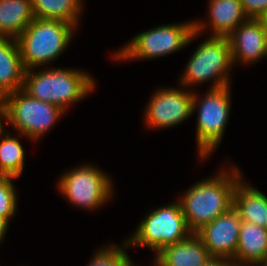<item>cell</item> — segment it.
<instances>
[{
	"label": "cell",
	"mask_w": 267,
	"mask_h": 266,
	"mask_svg": "<svg viewBox=\"0 0 267 266\" xmlns=\"http://www.w3.org/2000/svg\"><path fill=\"white\" fill-rule=\"evenodd\" d=\"M76 26L60 20H34L17 38L25 70L55 61L66 50Z\"/></svg>",
	"instance_id": "obj_3"
},
{
	"label": "cell",
	"mask_w": 267,
	"mask_h": 266,
	"mask_svg": "<svg viewBox=\"0 0 267 266\" xmlns=\"http://www.w3.org/2000/svg\"><path fill=\"white\" fill-rule=\"evenodd\" d=\"M34 17L60 20L78 26L83 10L82 0H31ZM80 15V16H79Z\"/></svg>",
	"instance_id": "obj_19"
},
{
	"label": "cell",
	"mask_w": 267,
	"mask_h": 266,
	"mask_svg": "<svg viewBox=\"0 0 267 266\" xmlns=\"http://www.w3.org/2000/svg\"><path fill=\"white\" fill-rule=\"evenodd\" d=\"M150 97L144 120L151 129L174 127L193 115V89L163 87Z\"/></svg>",
	"instance_id": "obj_10"
},
{
	"label": "cell",
	"mask_w": 267,
	"mask_h": 266,
	"mask_svg": "<svg viewBox=\"0 0 267 266\" xmlns=\"http://www.w3.org/2000/svg\"><path fill=\"white\" fill-rule=\"evenodd\" d=\"M9 224L10 222L6 218L0 217V244L2 243V240L9 229Z\"/></svg>",
	"instance_id": "obj_25"
},
{
	"label": "cell",
	"mask_w": 267,
	"mask_h": 266,
	"mask_svg": "<svg viewBox=\"0 0 267 266\" xmlns=\"http://www.w3.org/2000/svg\"><path fill=\"white\" fill-rule=\"evenodd\" d=\"M230 90V85L208 89L203 98L193 92V113L198 110L195 139L200 160L215 152L224 137L231 110Z\"/></svg>",
	"instance_id": "obj_5"
},
{
	"label": "cell",
	"mask_w": 267,
	"mask_h": 266,
	"mask_svg": "<svg viewBox=\"0 0 267 266\" xmlns=\"http://www.w3.org/2000/svg\"><path fill=\"white\" fill-rule=\"evenodd\" d=\"M34 18L31 0H0V37L17 39Z\"/></svg>",
	"instance_id": "obj_18"
},
{
	"label": "cell",
	"mask_w": 267,
	"mask_h": 266,
	"mask_svg": "<svg viewBox=\"0 0 267 266\" xmlns=\"http://www.w3.org/2000/svg\"><path fill=\"white\" fill-rule=\"evenodd\" d=\"M232 61L255 63L267 56V30L257 18H248L229 36Z\"/></svg>",
	"instance_id": "obj_12"
},
{
	"label": "cell",
	"mask_w": 267,
	"mask_h": 266,
	"mask_svg": "<svg viewBox=\"0 0 267 266\" xmlns=\"http://www.w3.org/2000/svg\"><path fill=\"white\" fill-rule=\"evenodd\" d=\"M260 23L265 27V29L267 30V10L264 11L260 16H258L257 18Z\"/></svg>",
	"instance_id": "obj_27"
},
{
	"label": "cell",
	"mask_w": 267,
	"mask_h": 266,
	"mask_svg": "<svg viewBox=\"0 0 267 266\" xmlns=\"http://www.w3.org/2000/svg\"><path fill=\"white\" fill-rule=\"evenodd\" d=\"M121 245L118 247L110 244L108 247L100 248L87 266H128L131 259L125 248L127 249L129 246L125 240Z\"/></svg>",
	"instance_id": "obj_21"
},
{
	"label": "cell",
	"mask_w": 267,
	"mask_h": 266,
	"mask_svg": "<svg viewBox=\"0 0 267 266\" xmlns=\"http://www.w3.org/2000/svg\"><path fill=\"white\" fill-rule=\"evenodd\" d=\"M95 166L83 164L61 174L56 185L59 193L66 197L70 204L82 209L96 210L113 197L111 177Z\"/></svg>",
	"instance_id": "obj_9"
},
{
	"label": "cell",
	"mask_w": 267,
	"mask_h": 266,
	"mask_svg": "<svg viewBox=\"0 0 267 266\" xmlns=\"http://www.w3.org/2000/svg\"><path fill=\"white\" fill-rule=\"evenodd\" d=\"M208 6L209 22L194 21L195 31L200 35L209 26L210 36L228 37L248 19L240 0H210Z\"/></svg>",
	"instance_id": "obj_13"
},
{
	"label": "cell",
	"mask_w": 267,
	"mask_h": 266,
	"mask_svg": "<svg viewBox=\"0 0 267 266\" xmlns=\"http://www.w3.org/2000/svg\"><path fill=\"white\" fill-rule=\"evenodd\" d=\"M24 75L17 39L0 37V97L23 89Z\"/></svg>",
	"instance_id": "obj_15"
},
{
	"label": "cell",
	"mask_w": 267,
	"mask_h": 266,
	"mask_svg": "<svg viewBox=\"0 0 267 266\" xmlns=\"http://www.w3.org/2000/svg\"><path fill=\"white\" fill-rule=\"evenodd\" d=\"M3 121H5V106L3 98L0 97V133L5 129Z\"/></svg>",
	"instance_id": "obj_26"
},
{
	"label": "cell",
	"mask_w": 267,
	"mask_h": 266,
	"mask_svg": "<svg viewBox=\"0 0 267 266\" xmlns=\"http://www.w3.org/2000/svg\"><path fill=\"white\" fill-rule=\"evenodd\" d=\"M256 266H267V258L264 259L262 262H259L257 264H255Z\"/></svg>",
	"instance_id": "obj_28"
},
{
	"label": "cell",
	"mask_w": 267,
	"mask_h": 266,
	"mask_svg": "<svg viewBox=\"0 0 267 266\" xmlns=\"http://www.w3.org/2000/svg\"><path fill=\"white\" fill-rule=\"evenodd\" d=\"M12 176H0V217L6 218L11 222L13 215L17 211V191L13 184Z\"/></svg>",
	"instance_id": "obj_22"
},
{
	"label": "cell",
	"mask_w": 267,
	"mask_h": 266,
	"mask_svg": "<svg viewBox=\"0 0 267 266\" xmlns=\"http://www.w3.org/2000/svg\"><path fill=\"white\" fill-rule=\"evenodd\" d=\"M233 165L229 171L221 169L218 174L192 185L178 200L193 233L233 208L234 192L243 178Z\"/></svg>",
	"instance_id": "obj_1"
},
{
	"label": "cell",
	"mask_w": 267,
	"mask_h": 266,
	"mask_svg": "<svg viewBox=\"0 0 267 266\" xmlns=\"http://www.w3.org/2000/svg\"><path fill=\"white\" fill-rule=\"evenodd\" d=\"M4 131L0 133V176L18 178L22 175L25 150L18 139L20 135L14 137Z\"/></svg>",
	"instance_id": "obj_20"
},
{
	"label": "cell",
	"mask_w": 267,
	"mask_h": 266,
	"mask_svg": "<svg viewBox=\"0 0 267 266\" xmlns=\"http://www.w3.org/2000/svg\"><path fill=\"white\" fill-rule=\"evenodd\" d=\"M241 218L233 207L204 225L196 234L212 257L233 259L238 248Z\"/></svg>",
	"instance_id": "obj_11"
},
{
	"label": "cell",
	"mask_w": 267,
	"mask_h": 266,
	"mask_svg": "<svg viewBox=\"0 0 267 266\" xmlns=\"http://www.w3.org/2000/svg\"><path fill=\"white\" fill-rule=\"evenodd\" d=\"M267 258V229L242 221L238 248L232 259L236 266H255Z\"/></svg>",
	"instance_id": "obj_16"
},
{
	"label": "cell",
	"mask_w": 267,
	"mask_h": 266,
	"mask_svg": "<svg viewBox=\"0 0 267 266\" xmlns=\"http://www.w3.org/2000/svg\"><path fill=\"white\" fill-rule=\"evenodd\" d=\"M3 101L6 123L32 141L44 137L66 113L57 105L31 97L23 89L7 94Z\"/></svg>",
	"instance_id": "obj_8"
},
{
	"label": "cell",
	"mask_w": 267,
	"mask_h": 266,
	"mask_svg": "<svg viewBox=\"0 0 267 266\" xmlns=\"http://www.w3.org/2000/svg\"><path fill=\"white\" fill-rule=\"evenodd\" d=\"M200 34L195 31L194 21L156 26L132 38L119 51L112 54L113 60L155 59L186 47ZM193 39V40H192Z\"/></svg>",
	"instance_id": "obj_4"
},
{
	"label": "cell",
	"mask_w": 267,
	"mask_h": 266,
	"mask_svg": "<svg viewBox=\"0 0 267 266\" xmlns=\"http://www.w3.org/2000/svg\"><path fill=\"white\" fill-rule=\"evenodd\" d=\"M232 61L228 37L210 36L200 43L188 60L179 83L183 87L211 83L210 89L230 85Z\"/></svg>",
	"instance_id": "obj_6"
},
{
	"label": "cell",
	"mask_w": 267,
	"mask_h": 266,
	"mask_svg": "<svg viewBox=\"0 0 267 266\" xmlns=\"http://www.w3.org/2000/svg\"><path fill=\"white\" fill-rule=\"evenodd\" d=\"M248 18H258L267 10V0H240Z\"/></svg>",
	"instance_id": "obj_23"
},
{
	"label": "cell",
	"mask_w": 267,
	"mask_h": 266,
	"mask_svg": "<svg viewBox=\"0 0 267 266\" xmlns=\"http://www.w3.org/2000/svg\"><path fill=\"white\" fill-rule=\"evenodd\" d=\"M153 263H154V266H158V264H157L155 261H154ZM130 266H136V265H134V264H133V261H131V262H130Z\"/></svg>",
	"instance_id": "obj_29"
},
{
	"label": "cell",
	"mask_w": 267,
	"mask_h": 266,
	"mask_svg": "<svg viewBox=\"0 0 267 266\" xmlns=\"http://www.w3.org/2000/svg\"><path fill=\"white\" fill-rule=\"evenodd\" d=\"M241 221L267 229V196L242 178L234 192V206Z\"/></svg>",
	"instance_id": "obj_17"
},
{
	"label": "cell",
	"mask_w": 267,
	"mask_h": 266,
	"mask_svg": "<svg viewBox=\"0 0 267 266\" xmlns=\"http://www.w3.org/2000/svg\"><path fill=\"white\" fill-rule=\"evenodd\" d=\"M47 68L25 70L23 90L37 100L57 105L66 112L71 103L85 99L95 89L96 81L88 72Z\"/></svg>",
	"instance_id": "obj_2"
},
{
	"label": "cell",
	"mask_w": 267,
	"mask_h": 266,
	"mask_svg": "<svg viewBox=\"0 0 267 266\" xmlns=\"http://www.w3.org/2000/svg\"><path fill=\"white\" fill-rule=\"evenodd\" d=\"M193 232L187 225L179 201L152 210L141 219L128 246H144L157 254L164 247L188 238Z\"/></svg>",
	"instance_id": "obj_7"
},
{
	"label": "cell",
	"mask_w": 267,
	"mask_h": 266,
	"mask_svg": "<svg viewBox=\"0 0 267 266\" xmlns=\"http://www.w3.org/2000/svg\"><path fill=\"white\" fill-rule=\"evenodd\" d=\"M203 266H236V265L232 259L224 258V257H212Z\"/></svg>",
	"instance_id": "obj_24"
},
{
	"label": "cell",
	"mask_w": 267,
	"mask_h": 266,
	"mask_svg": "<svg viewBox=\"0 0 267 266\" xmlns=\"http://www.w3.org/2000/svg\"><path fill=\"white\" fill-rule=\"evenodd\" d=\"M154 258L158 266H203L212 256L201 238L192 233L188 238L164 247Z\"/></svg>",
	"instance_id": "obj_14"
}]
</instances>
